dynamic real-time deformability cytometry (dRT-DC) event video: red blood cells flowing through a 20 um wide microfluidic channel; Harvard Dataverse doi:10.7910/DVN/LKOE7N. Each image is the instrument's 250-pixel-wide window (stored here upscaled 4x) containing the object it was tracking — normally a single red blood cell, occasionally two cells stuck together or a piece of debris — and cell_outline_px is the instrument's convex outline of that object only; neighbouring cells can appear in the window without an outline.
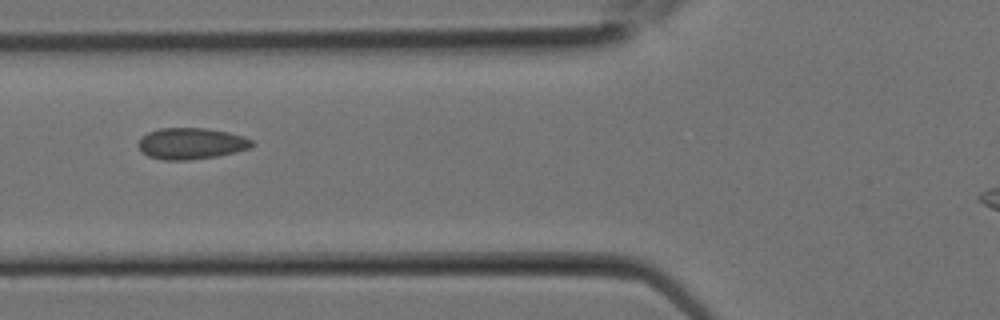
{"species": "Egyptian fruit bat (a non-hibernating species)", "species_latin": "Rousettus aegyptiacus", "temperature_condition": "room temperature", "stored_images_in_passage": 4, "camera_frame_rate_fps": 3000, "um_per_image_px": 0.085, "animal": {"sex": "female"}, "frame": {"image": 1, "passage_image": 3, "time_ms": 0.667, "image_size_px": [1000, 320], "cell_outline_px": [[256, 144], [248, 148], [236, 152], [216, 156], [188, 160], [164, 160], [148, 156], [140, 152], [136, 144], [140, 136], [148, 132], [160, 128], [208, 128], [228, 132], [244, 136], [252, 140]], "centroid_in_image_um": [16.21, 12.19], "position_along_channel_um": 109.6, "area_um2": 21.04}}